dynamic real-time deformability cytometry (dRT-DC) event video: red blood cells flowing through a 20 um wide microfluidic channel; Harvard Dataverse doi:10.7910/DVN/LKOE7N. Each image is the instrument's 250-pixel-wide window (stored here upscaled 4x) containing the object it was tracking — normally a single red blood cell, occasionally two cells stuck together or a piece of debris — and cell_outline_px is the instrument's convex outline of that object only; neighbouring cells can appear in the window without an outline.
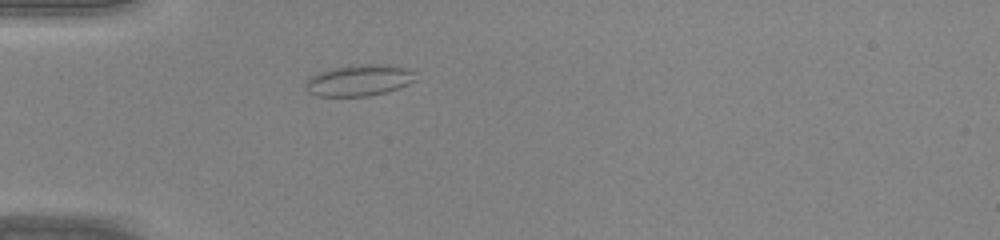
{"species": "common noctule bat (a hibernating species)", "species_latin": "Nyctalus noctula", "temperature_condition": "warm", "stored_images_in_passage": 34, "camera_frame_rate_fps": 3000, "um_per_image_px": 0.085, "animal": {"sex": "male", "body_mass_g": 20.0, "forearm_length_mm": 53.3}, "frame": {"image": 1, "passage_image": 3, "time_ms": 0.667, "image_size_px": [1000, 240], "cell_outline_px": [[420, 80], [384, 92], [368, 96], [316, 96], [308, 92], [304, 88], [304, 84], [308, 76], [316, 72], [332, 68], [360, 64], [380, 64], [408, 68], [416, 72]], "centroid_in_image_um": [30.51, 6.82], "position_along_channel_um": 54.5, "area_um2": 20.46}}
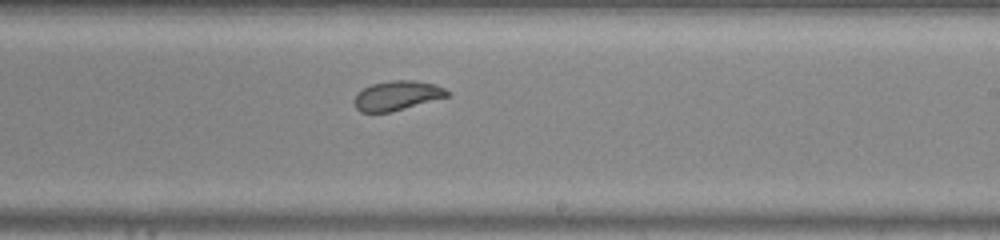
{"frame": {"image": 2, "passage_image": 17, "time_ms": 5.333, "image_size_px": [1000, 240], "cell_outline_px": [[452, 92], [448, 96], [388, 112], [360, 112], [356, 108], [352, 100], [356, 92], [372, 84], [392, 80], [416, 80], [436, 84]], "centroid_in_image_um": [33.72, 8.1], "position_along_channel_um": 255.3, "area_um2": 15.95}}
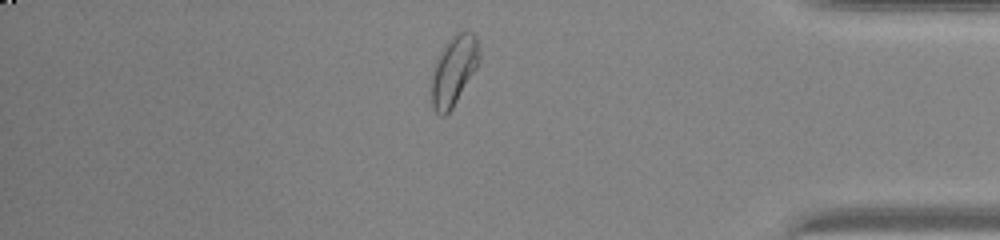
{"frame": {"image": 3, "passage_image": 28, "time_ms": 9.0, "image_size_px": [1000, 240], "cell_outline_px": [[480, 56], [476, 68], [452, 108], [444, 116], [440, 116], [432, 108], [432, 68], [444, 44], [456, 32], [472, 32], [476, 36], [480, 52]], "centroid_in_image_um": [38.56, 5.98], "position_along_channel_um": 396.6, "area_um2": 19.25}}